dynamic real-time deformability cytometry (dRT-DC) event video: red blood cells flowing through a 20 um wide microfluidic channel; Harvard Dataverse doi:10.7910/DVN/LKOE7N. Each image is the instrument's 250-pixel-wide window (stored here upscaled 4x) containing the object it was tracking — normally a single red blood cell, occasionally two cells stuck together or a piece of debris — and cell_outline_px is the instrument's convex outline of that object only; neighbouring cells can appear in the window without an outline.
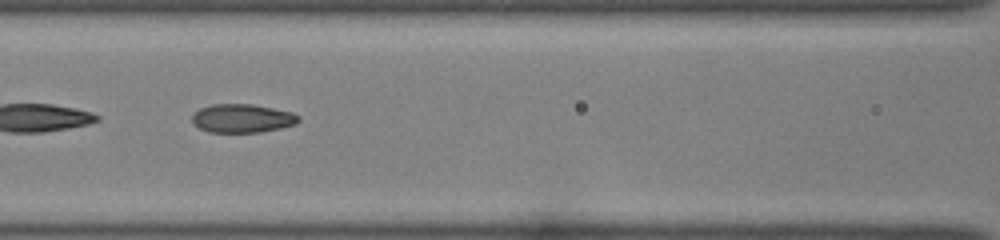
{"species": "common noctule bat (a hibernating species)", "species_latin": "Nyctalus noctula", "temperature_condition": "room temperature", "stored_images_in_passage": 33, "camera_frame_rate_fps": 3000, "um_per_image_px": 0.085, "animal": {"sex": "female", "body_mass_g": 22.0, "forearm_length_mm": 56.7}, "frame": {"image": 1, "passage_image": 10, "time_ms": 3.0, "image_size_px": [1000, 240], "cell_outline_px": [[300, 120], [296, 124], [280, 128], [260, 132], [208, 132], [200, 128], [192, 120], [192, 116], [200, 108], [212, 104], [252, 104], [292, 112], [300, 116]], "centroid_in_image_um": [20.62, 10.06], "position_along_channel_um": 146.0, "area_um2": 17.63}}
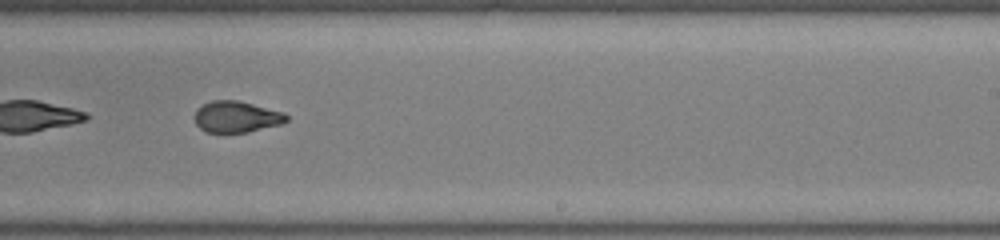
{"frame": {"image": 2, "passage_image": 19, "time_ms": 6.0, "image_size_px": [1000, 240], "cell_outline_px": [[288, 120], [280, 124], [248, 132], [224, 136], [204, 132], [196, 124], [192, 116], [196, 108], [212, 100], [236, 100], [284, 112], [288, 116]], "centroid_in_image_um": [20.01, 9.98], "position_along_channel_um": 269.0, "area_um2": 17.46}, "authors_computed_cell_mechanics": {"area_um2": 17.5712, "velocity_mm_per_s": 4.1146, "shape_relaxation_time_tau1_ms": null, "shape_relaxation_time_tau2_ms": 1.0052, "deformation_change_tau1": null, "deformation_change_tau2": 0.0608}}